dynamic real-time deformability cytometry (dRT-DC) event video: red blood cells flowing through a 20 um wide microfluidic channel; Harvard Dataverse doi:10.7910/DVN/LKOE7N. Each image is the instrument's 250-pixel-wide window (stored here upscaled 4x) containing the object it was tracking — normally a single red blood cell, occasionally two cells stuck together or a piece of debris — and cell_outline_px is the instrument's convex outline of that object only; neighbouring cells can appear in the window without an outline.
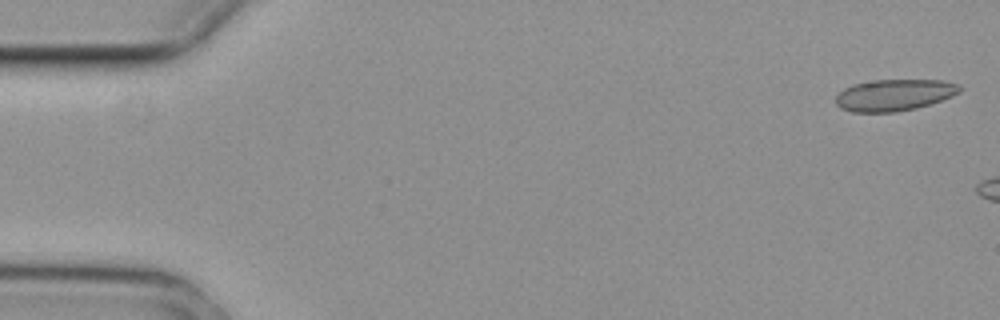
{"species": "common noctule bat (a hibernating species)", "species_latin": "Nyctalus noctula", "temperature_condition": "cold", "stored_images_in_passage": 3, "camera_frame_rate_fps": 3000, "um_per_image_px": 0.085, "animal": {"sex": "female", "body_mass_g": 29.2, "forearm_length_mm": 56.3}, "frame": {"image": 1, "passage_image": 1, "time_ms": 0.0, "image_size_px": [1000, 320], "cell_outline_px": [[960, 92], [952, 96], [916, 108], [896, 112], [852, 112], [840, 108], [836, 104], [836, 96], [844, 88], [852, 84], [876, 80], [940, 80], [960, 84]], "centroid_in_image_um": [75.99, 8.07], "position_along_channel_um": 9.0, "area_um2": 22.72}}